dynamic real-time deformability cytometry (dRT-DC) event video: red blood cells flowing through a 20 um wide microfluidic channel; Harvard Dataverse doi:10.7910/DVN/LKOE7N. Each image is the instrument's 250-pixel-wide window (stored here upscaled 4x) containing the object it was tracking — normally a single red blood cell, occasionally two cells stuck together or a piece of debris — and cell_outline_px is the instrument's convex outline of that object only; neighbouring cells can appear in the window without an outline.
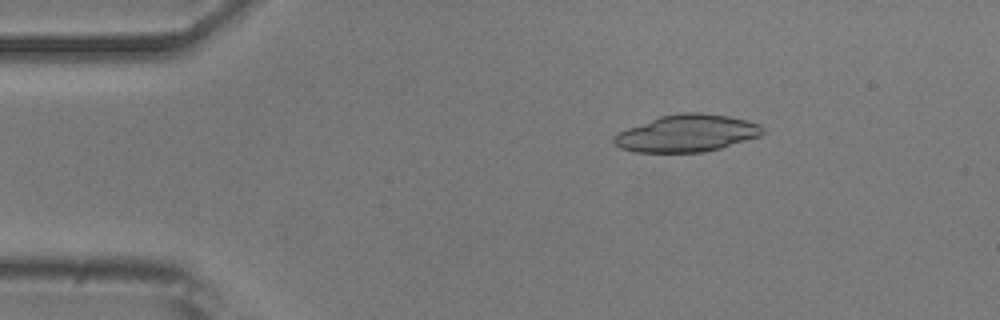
{"species": "common noctule bat (a hibernating species)", "species_latin": "Nyctalus noctula", "temperature_condition": "room temperature", "stored_images_in_passage": 51, "camera_frame_rate_fps": 3000, "um_per_image_px": 0.085, "animal": {"sex": "male", "body_mass_g": 20.5, "forearm_length_mm": 52.5}, "frame": {"image": 1, "passage_image": 8, "time_ms": 2.333, "image_size_px": [1000, 320], "cell_outline_px": [[764, 132], [760, 136], [720, 148], [704, 152], [636, 152], [620, 148], [612, 140], [612, 136], [628, 128], [660, 116], [680, 112], [700, 112], [728, 116], [760, 124], [764, 128]], "centroid_in_image_um": [58.39, 11.33], "position_along_channel_um": 26.6, "area_um2": 32.02}}
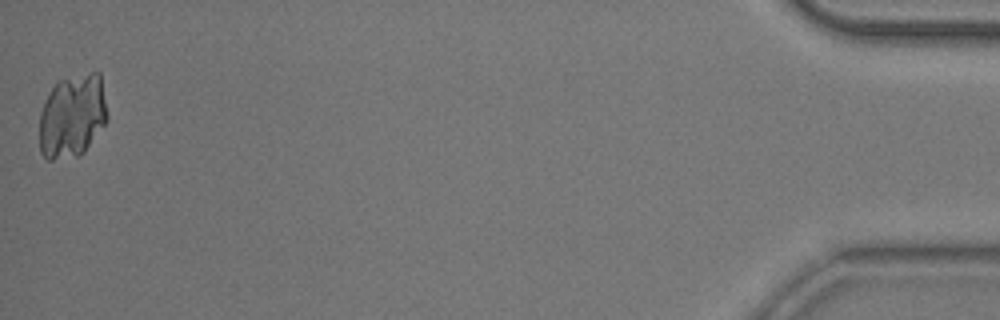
{"frame": {"image": 2, "passage_image": 51, "time_ms": 16.667, "image_size_px": [1000, 320], "cell_outline_px": [[108, 120], [84, 152], [80, 156], [52, 160], [48, 160], [40, 152], [40, 112], [52, 88], [60, 80], [92, 72], [100, 72], [108, 116]], "centroid_in_image_um": [6.16, 9.89], "position_along_channel_um": 429.0, "area_um2": 32.95}}